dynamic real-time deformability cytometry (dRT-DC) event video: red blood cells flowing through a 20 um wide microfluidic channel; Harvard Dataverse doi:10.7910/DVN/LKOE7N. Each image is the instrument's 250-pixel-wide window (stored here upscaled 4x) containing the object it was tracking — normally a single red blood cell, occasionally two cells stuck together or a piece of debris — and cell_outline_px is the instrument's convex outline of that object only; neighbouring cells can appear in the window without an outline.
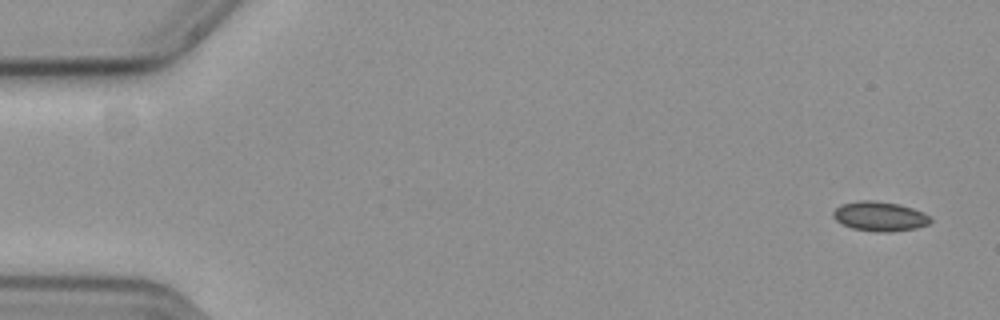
{"species": "common noctule bat (a hibernating species)", "species_latin": "Nyctalus noctula", "temperature_condition": "cold", "stored_images_in_passage": 56, "camera_frame_rate_fps": 3000, "um_per_image_px": 0.085, "animal": {"sex": "female", "body_mass_g": 19.3, "forearm_length_mm": 54.1}, "frame": {"image": 1, "passage_image": 1, "time_ms": 0.0, "image_size_px": [1000, 320], "cell_outline_px": [[932, 220], [928, 224], [916, 228], [888, 232], [876, 232], [852, 228], [836, 220], [832, 216], [832, 212], [840, 204], [860, 200], [872, 200], [900, 204], [912, 208], [928, 216]], "centroid_in_image_um": [74.74, 18.38], "position_along_channel_um": 10.3, "area_um2": 16.65}}
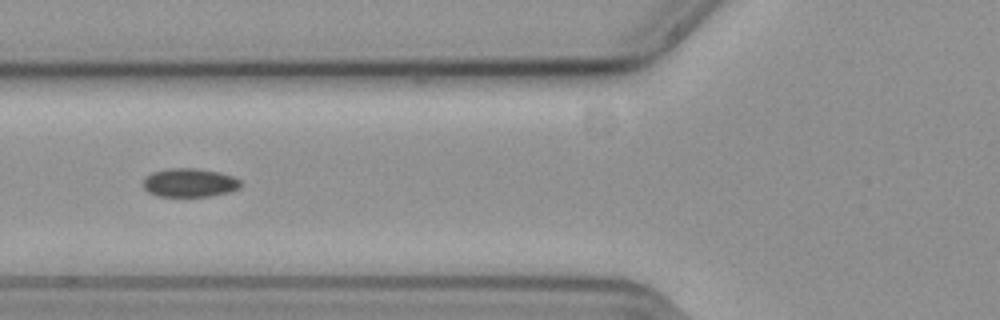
{"frame": {"image": 2, "passage_image": 21, "time_ms": 6.667, "image_size_px": [1000, 320], "cell_outline_px": [[240, 188], [228, 192], [212, 196], [156, 196], [148, 192], [144, 188], [144, 180], [152, 172], [168, 168], [196, 168], [220, 172], [232, 176], [240, 180]], "centroid_in_image_um": [16.12, 15.53], "position_along_channel_um": 109.7, "area_um2": 16.24}}
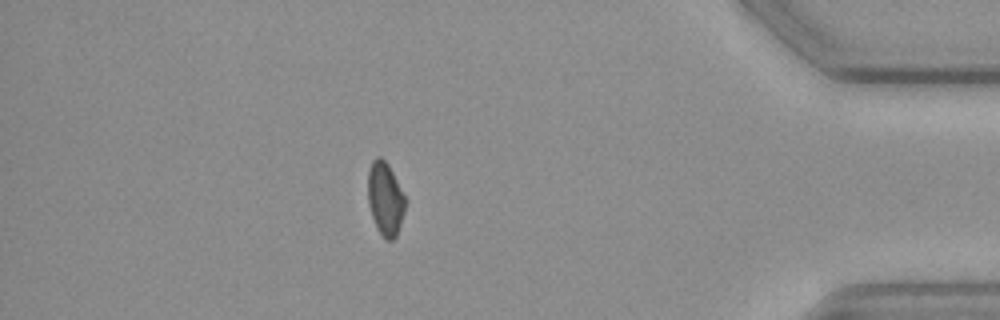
{"frame": {"image": 3, "passage_image": 49, "time_ms": 16.0, "image_size_px": [1000, 320], "cell_outline_px": [[404, 212], [396, 236], [392, 240], [384, 240], [376, 228], [368, 204], [368, 172], [372, 160], [376, 156], [380, 156], [388, 164], [404, 196]], "centroid_in_image_um": [32.71, 16.91], "position_along_channel_um": 402.5, "area_um2": 15.78}}